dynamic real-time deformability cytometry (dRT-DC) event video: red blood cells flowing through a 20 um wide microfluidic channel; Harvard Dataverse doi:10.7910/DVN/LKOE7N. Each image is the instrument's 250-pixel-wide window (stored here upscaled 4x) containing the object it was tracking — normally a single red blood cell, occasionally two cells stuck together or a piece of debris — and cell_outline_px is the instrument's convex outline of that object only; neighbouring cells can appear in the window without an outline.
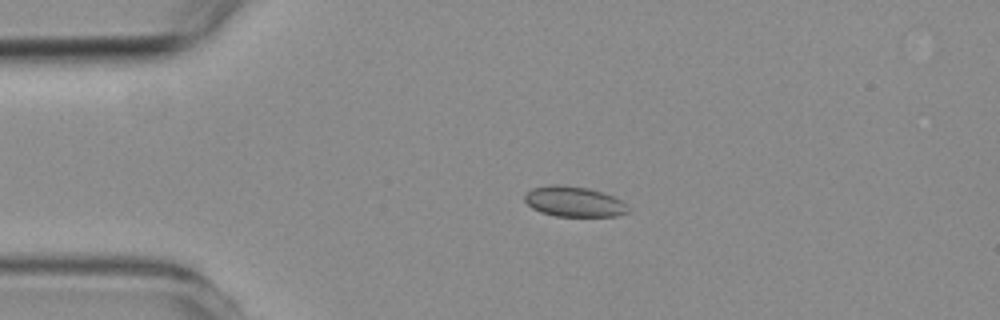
{"species": "common noctule bat (a hibernating species)", "species_latin": "Nyctalus noctula", "temperature_condition": "room temperature", "stored_images_in_passage": 2, "camera_frame_rate_fps": 3000, "um_per_image_px": 0.085, "animal": {"sex": "female", "body_mass_g": 19.3, "forearm_length_mm": 54.1}, "frame": {"image": 1, "passage_image": 2, "time_ms": 1.333, "image_size_px": [1000, 320], "cell_outline_px": [[632, 208], [628, 212], [620, 216], [556, 216], [540, 212], [532, 208], [524, 200], [524, 196], [532, 188], [552, 184], [560, 184], [588, 188], [612, 196], [620, 200]], "centroid_in_image_um": [48.8, 17.14], "position_along_channel_um": 36.2, "area_um2": 18.32}}